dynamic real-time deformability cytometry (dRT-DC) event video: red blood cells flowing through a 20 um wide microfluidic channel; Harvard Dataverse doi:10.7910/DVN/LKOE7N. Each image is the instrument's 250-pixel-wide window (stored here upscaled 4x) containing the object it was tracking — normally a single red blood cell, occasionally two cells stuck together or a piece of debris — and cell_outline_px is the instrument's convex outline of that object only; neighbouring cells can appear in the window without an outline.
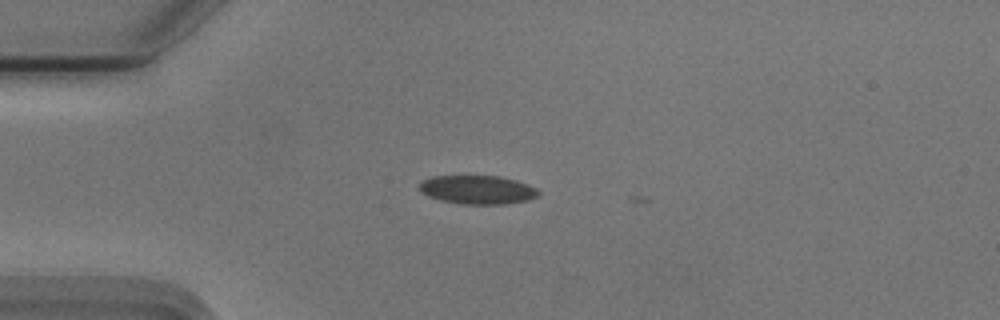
{"species": "Egyptian fruit bat (a non-hibernating species)", "species_latin": "Rousettus aegyptiacus", "temperature_condition": "cold", "stored_images_in_passage": 2, "camera_frame_rate_fps": 3000, "um_per_image_px": 0.085, "animal": {"sex": "male"}, "frame": {"image": 1, "passage_image": 1, "time_ms": 0.0, "image_size_px": [1000, 320], "cell_outline_px": [[540, 192], [536, 196], [528, 200], [508, 204], [460, 204], [440, 200], [428, 196], [420, 192], [416, 188], [424, 180], [432, 176], [500, 176], [516, 180], [528, 184], [536, 188]], "centroid_in_image_um": [40.57, 16.13], "position_along_channel_um": 44.4, "area_um2": 20.06}}